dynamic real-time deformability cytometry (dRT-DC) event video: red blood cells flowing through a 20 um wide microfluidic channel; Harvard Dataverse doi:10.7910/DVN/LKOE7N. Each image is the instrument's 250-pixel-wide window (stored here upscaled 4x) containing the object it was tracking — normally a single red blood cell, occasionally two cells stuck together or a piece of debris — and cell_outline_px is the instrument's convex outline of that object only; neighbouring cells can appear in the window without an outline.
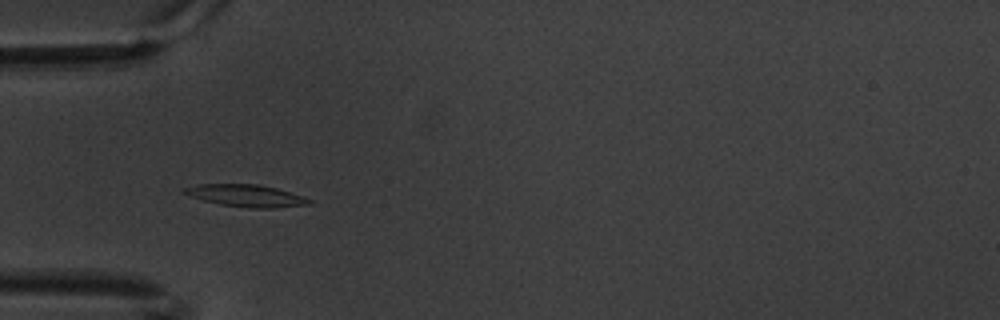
{"species": "common noctule bat (a hibernating species)", "species_latin": "Nyctalus noctula", "temperature_condition": "warm", "stored_images_in_passage": 44, "camera_frame_rate_fps": 3000, "um_per_image_px": 0.085, "animal": {"sex": "male", "body_mass_g": 20.1, "forearm_length_mm": 53.5}, "frame": {"image": 1, "passage_image": 3, "time_ms": 0.667, "image_size_px": [1000, 320], "cell_outline_px": [[312, 200], [308, 204], [272, 208], [248, 208], [220, 204], [204, 200], [180, 192], [184, 188], [196, 184], [260, 184], [276, 188], [304, 196]], "centroid_in_image_um": [20.91, 16.62], "position_along_channel_um": 64.1, "area_um2": 16.01}}
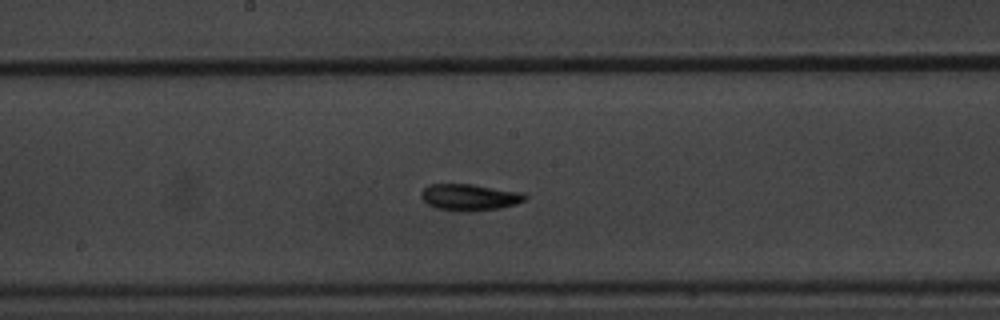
{"frame": {"image": 2, "passage_image": 16, "time_ms": 5.0, "image_size_px": [1000, 320], "cell_outline_px": [[528, 196], [524, 200], [516, 204], [500, 208], [468, 212], [460, 212], [436, 208], [428, 204], [420, 196], [420, 192], [428, 184], [472, 184], [524, 192]], "centroid_in_image_um": [39.92, 16.76], "position_along_channel_um": 208.3, "area_um2": 16.3}}
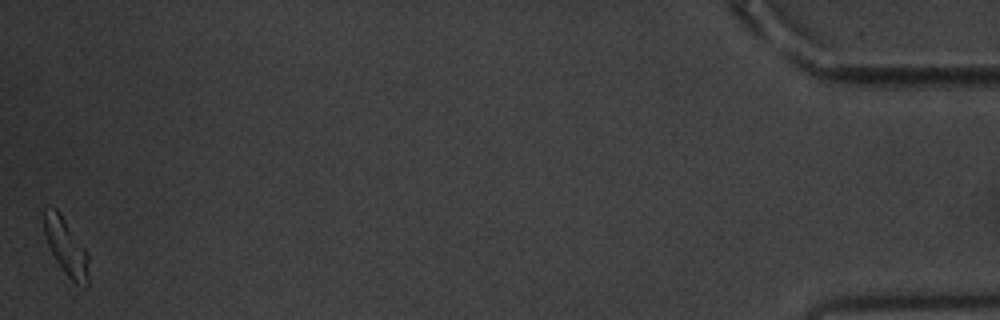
{"frame": {"image": 3, "passage_image": 44, "time_ms": 14.333, "image_size_px": [1000, 320], "cell_outline_px": [[88, 284], [84, 288], [76, 284], [64, 272], [56, 260], [48, 244], [44, 232], [44, 208], [56, 208], [88, 252]], "centroid_in_image_um": [5.63, 21.02], "position_along_channel_um": 429.6, "area_um2": 14.51}, "authors_computed_cell_mechanics": {"area_um2": 15.1436, "velocity_mm_per_s": 3.3496, "shape_relaxation_time_tau1_ms": 3.1784, "shape_relaxation_time_tau2_ms": 2.4954, "deformation_change_tau1": 0.1426, "deformation_change_tau2": 0.0762}}